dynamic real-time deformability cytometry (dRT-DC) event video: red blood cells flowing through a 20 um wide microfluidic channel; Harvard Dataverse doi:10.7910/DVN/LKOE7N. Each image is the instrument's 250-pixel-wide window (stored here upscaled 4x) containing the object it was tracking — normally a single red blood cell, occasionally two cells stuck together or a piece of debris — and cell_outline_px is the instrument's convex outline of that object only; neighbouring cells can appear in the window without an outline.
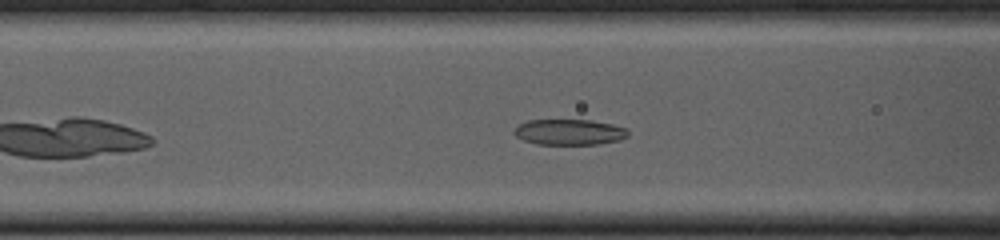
{"species": "common noctule bat (a hibernating species)", "species_latin": "Nyctalus noctula", "temperature_condition": "cold", "stored_images_in_passage": 46, "camera_frame_rate_fps": 3000, "um_per_image_px": 0.085, "animal": {"sex": "female", "body_mass_g": 23.0, "forearm_length_mm": 53.4}, "frame": {"image": 1, "passage_image": 13, "time_ms": 4.0, "image_size_px": [1000, 240], "cell_outline_px": [[628, 136], [620, 140], [600, 144], [536, 144], [524, 140], [516, 136], [512, 132], [520, 124], [528, 120], [592, 120], [612, 124], [628, 128]], "centroid_in_image_um": [48.42, 11.22], "position_along_channel_um": 118.2, "area_um2": 17.11}}
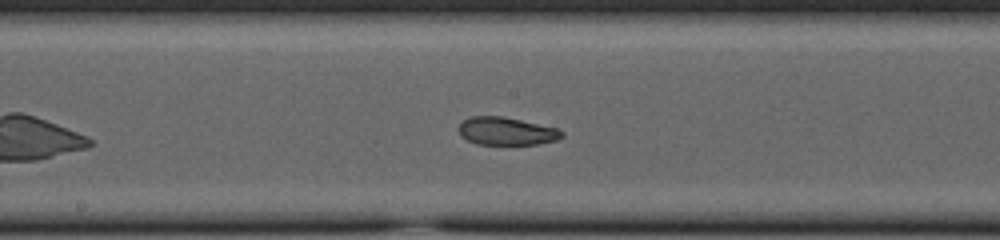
{"frame": {"image": 2, "passage_image": 20, "time_ms": 6.333, "image_size_px": [1000, 240], "cell_outline_px": [[564, 136], [556, 140], [536, 144], [476, 144], [460, 136], [460, 124], [464, 120], [472, 116], [504, 116], [560, 128], [564, 132]], "centroid_in_image_um": [43.1, 11.14], "position_along_channel_um": 205.1, "area_um2": 16.82}}
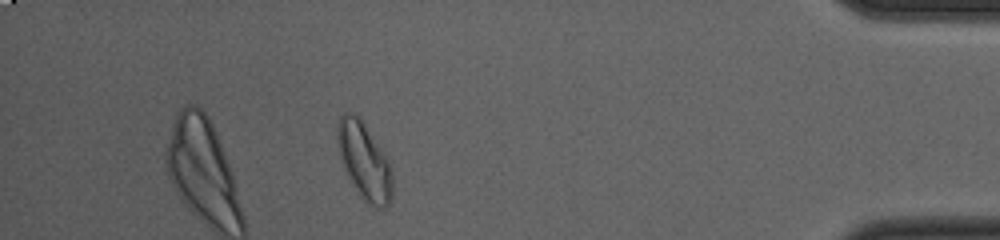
{"frame": {"image": 3, "passage_image": 40, "time_ms": 13.0, "image_size_px": [1000, 240], "cell_outline_px": [[392, 200], [384, 208], [380, 208], [364, 204], [348, 180], [340, 160], [336, 136], [336, 124], [340, 116], [344, 112], [348, 112], [360, 116], [384, 152], [392, 168]], "centroid_in_image_um": [30.94, 13.71], "position_along_channel_um": 404.3, "area_um2": 25.55}, "authors_computed_cell_mechanics": {"area_um2": 17.9469, "velocity_mm_per_s": 3.729, "shape_relaxation_time_tau1_ms": 4.9216, "shape_relaxation_time_tau2_ms": 1.7487, "deformation_change_tau1": 0.1392, "deformation_change_tau2": 0.0595}}